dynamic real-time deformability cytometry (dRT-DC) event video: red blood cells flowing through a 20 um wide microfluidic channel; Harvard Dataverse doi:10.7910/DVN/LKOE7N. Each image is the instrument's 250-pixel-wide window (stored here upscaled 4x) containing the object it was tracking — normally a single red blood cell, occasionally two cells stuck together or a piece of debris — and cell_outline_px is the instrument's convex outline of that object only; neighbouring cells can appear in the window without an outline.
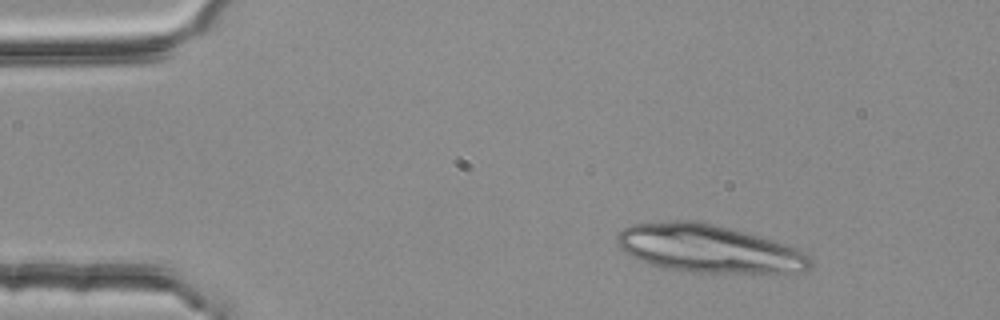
{"species": "common noctule bat (a hibernating species)", "species_latin": "Nyctalus noctula", "temperature_condition": "room temperature", "stored_images_in_passage": 4, "camera_frame_rate_fps": 3000, "um_per_image_px": 0.085, "animal": {"sex": "female", "body_mass_g": 25.1}, "frame": {"image": 1, "passage_image": 2, "time_ms": 0.333, "image_size_px": [1000, 320], "cell_outline_px": [[812, 264], [808, 268], [800, 272], [692, 272], [664, 268], [640, 260], [624, 252], [616, 244], [616, 236], [624, 228], [632, 224], [668, 220], [696, 220], [728, 228], [756, 236], [796, 248], [812, 256]], "centroid_in_image_um": [60.18, 21.13], "position_along_channel_um": 24.8, "area_um2": 53.35}}